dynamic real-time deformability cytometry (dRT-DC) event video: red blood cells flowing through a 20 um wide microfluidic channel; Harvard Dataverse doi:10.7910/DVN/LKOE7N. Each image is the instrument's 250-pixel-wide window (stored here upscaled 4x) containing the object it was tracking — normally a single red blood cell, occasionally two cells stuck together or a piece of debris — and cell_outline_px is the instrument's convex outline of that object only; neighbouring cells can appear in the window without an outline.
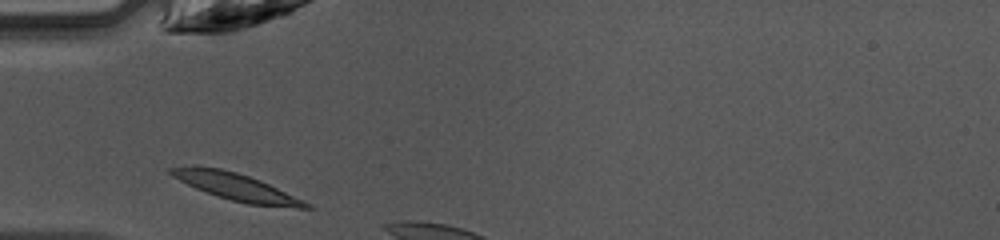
{"species": "common noctule bat (a hibernating species)", "species_latin": "Nyctalus noctula", "temperature_condition": "warm", "stored_images_in_passage": 3, "camera_frame_rate_fps": 3000, "um_per_image_px": 0.085, "animal": {"sex": "female", "body_mass_g": 10.0, "forearm_length_mm": 53.1}, "frame": {"image": 1, "passage_image": 1, "time_ms": 0.0, "image_size_px": [1000, 240], "cell_outline_px": [[316, 208], [296, 208], [248, 204], [232, 200], [196, 188], [172, 176], [168, 172], [168, 168], [220, 168], [236, 172], [260, 180], [304, 200], [312, 204]], "centroid_in_image_um": [20.21, 15.93], "position_along_channel_um": 64.8, "area_um2": 20.58}}